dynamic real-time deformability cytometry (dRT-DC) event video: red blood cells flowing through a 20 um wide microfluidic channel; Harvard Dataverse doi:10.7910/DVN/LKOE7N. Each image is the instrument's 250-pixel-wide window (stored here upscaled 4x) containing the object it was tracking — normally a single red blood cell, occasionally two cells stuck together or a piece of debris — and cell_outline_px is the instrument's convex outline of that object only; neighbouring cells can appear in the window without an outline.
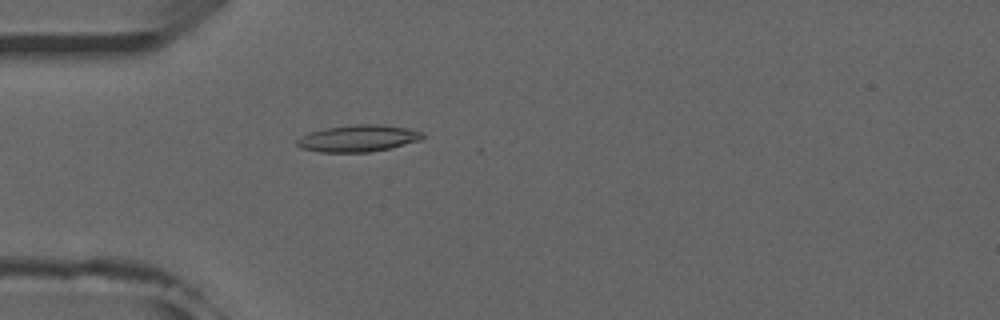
{"species": "common noctule bat (a hibernating species)", "species_latin": "Nyctalus noctula", "temperature_condition": "room temperature", "stored_images_in_passage": 33, "camera_frame_rate_fps": 3000, "um_per_image_px": 0.085, "animal": {"sex": "male", "forearm_length_mm": 52.5}, "frame": {"image": 1, "passage_image": 4, "time_ms": 1.0, "image_size_px": [1000, 320], "cell_outline_px": [[424, 136], [420, 140], [388, 148], [368, 152], [320, 152], [300, 148], [296, 144], [296, 140], [300, 136], [308, 132], [324, 128], [356, 124], [376, 124], [408, 128], [424, 132]], "centroid_in_image_um": [30.39, 11.75], "position_along_channel_um": 54.6, "area_um2": 19.59}}
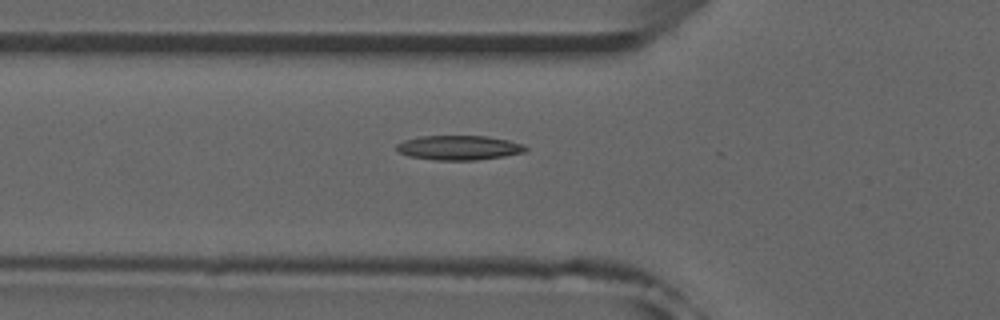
{"frame": {"image": 2, "passage_image": 7, "time_ms": 2.0, "image_size_px": [1000, 320], "cell_outline_px": [[528, 148], [524, 152], [504, 156], [476, 160], [436, 160], [408, 156], [396, 152], [396, 144], [404, 140], [420, 136], [488, 136], [508, 140], [524, 144]], "centroid_in_image_um": [38.98, 12.55], "position_along_channel_um": 86.8, "area_um2": 18.55}}
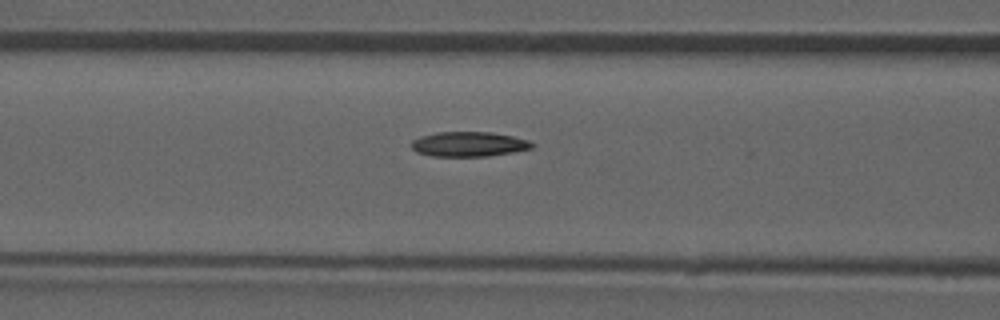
{"frame": {"image": 3, "passage_image": 10, "time_ms": 3.0, "image_size_px": [1000, 320], "cell_outline_px": [[536, 144], [532, 148], [512, 152], [488, 156], [432, 156], [416, 152], [412, 148], [412, 140], [420, 136], [436, 132], [488, 132], [512, 136], [528, 140]], "centroid_in_image_um": [39.84, 12.25], "position_along_channel_um": 126.8, "area_um2": 17.4}, "authors_computed_cell_mechanics": {"area_um2": 17.629, "velocity_mm_per_s": 3.9358, "shape_relaxation_time_tau1_ms": 10.7916, "shape_relaxation_time_tau2_ms": 7.8852, "deformation_change_tau1": 0.2737, "deformation_change_tau2": 0.1603}}